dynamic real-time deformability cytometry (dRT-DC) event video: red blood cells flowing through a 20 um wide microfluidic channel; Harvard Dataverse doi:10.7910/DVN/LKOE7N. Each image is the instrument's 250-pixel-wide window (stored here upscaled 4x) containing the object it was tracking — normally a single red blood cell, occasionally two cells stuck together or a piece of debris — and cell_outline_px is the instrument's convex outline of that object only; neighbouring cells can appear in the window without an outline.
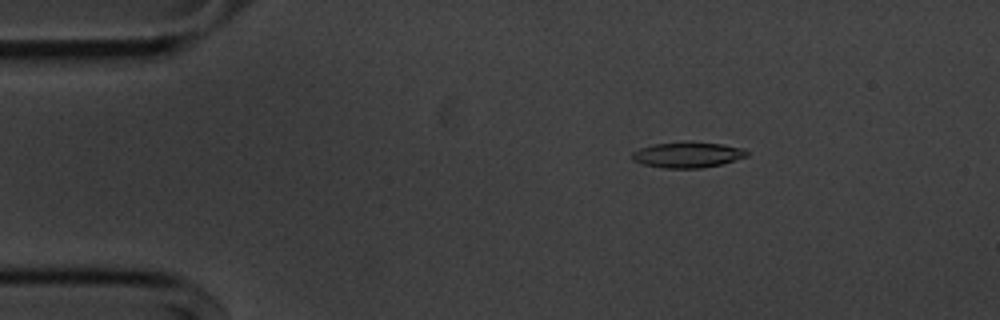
{"species": "common noctule bat (a hibernating species)", "species_latin": "Nyctalus noctula", "temperature_condition": "cold", "stored_images_in_passage": 55, "camera_frame_rate_fps": 3000, "um_per_image_px": 0.085, "animal": {"sex": "male", "body_mass_g": 20.1, "forearm_length_mm": 53.5}, "frame": {"image": 1, "passage_image": 9, "time_ms": 2.667, "image_size_px": [1000, 320], "cell_outline_px": [[748, 156], [720, 164], [700, 168], [664, 168], [644, 164], [632, 160], [632, 152], [640, 148], [652, 144], [720, 144], [744, 148], [748, 152]], "centroid_in_image_um": [58.43, 13.19], "position_along_channel_um": 26.6, "area_um2": 16.36}}
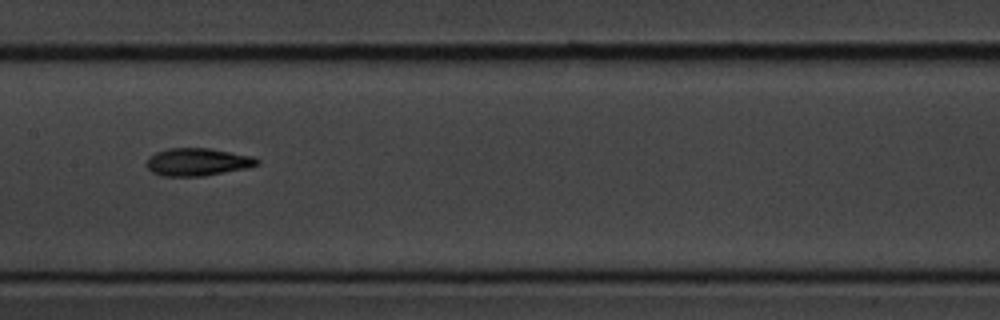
{"frame": {"image": 2, "passage_image": 27, "time_ms": 8.667, "image_size_px": [1000, 320], "cell_outline_px": [[260, 164], [248, 168], [204, 176], [164, 176], [152, 172], [148, 168], [148, 156], [156, 152], [168, 148], [212, 148], [252, 156], [260, 160]], "centroid_in_image_um": [16.83, 13.76], "position_along_channel_um": 190.6, "area_um2": 17.92}}
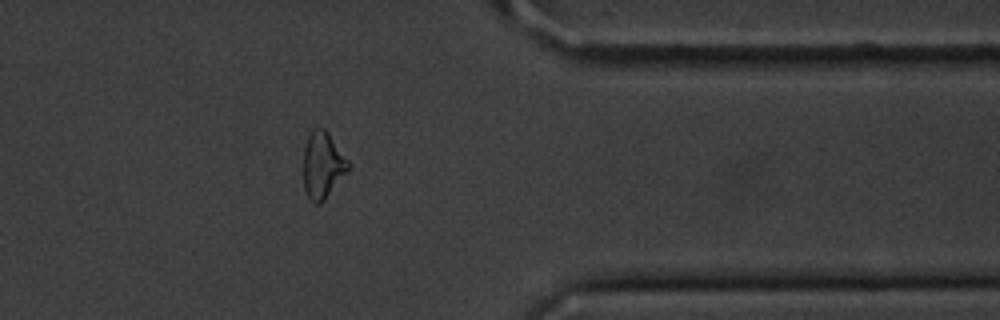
{"frame": {"image": 3, "passage_image": 44, "time_ms": 14.333, "image_size_px": [1000, 320], "cell_outline_px": [[352, 164], [348, 172], [324, 200], [320, 204], [312, 204], [304, 188], [304, 148], [308, 136], [312, 128], [324, 128], [328, 132]], "centroid_in_image_um": [27.45, 14.04], "position_along_channel_um": 383.9, "area_um2": 17.63}, "authors_computed_cell_mechanics": {"area_um2": 17.3978, "velocity_mm_per_s": 3.6605, "shape_relaxation_time_tau1_ms": 5.4396, "shape_relaxation_time_tau2_ms": 5.2701, "deformation_change_tau1": 0.1653, "deformation_change_tau2": 0.1481}}